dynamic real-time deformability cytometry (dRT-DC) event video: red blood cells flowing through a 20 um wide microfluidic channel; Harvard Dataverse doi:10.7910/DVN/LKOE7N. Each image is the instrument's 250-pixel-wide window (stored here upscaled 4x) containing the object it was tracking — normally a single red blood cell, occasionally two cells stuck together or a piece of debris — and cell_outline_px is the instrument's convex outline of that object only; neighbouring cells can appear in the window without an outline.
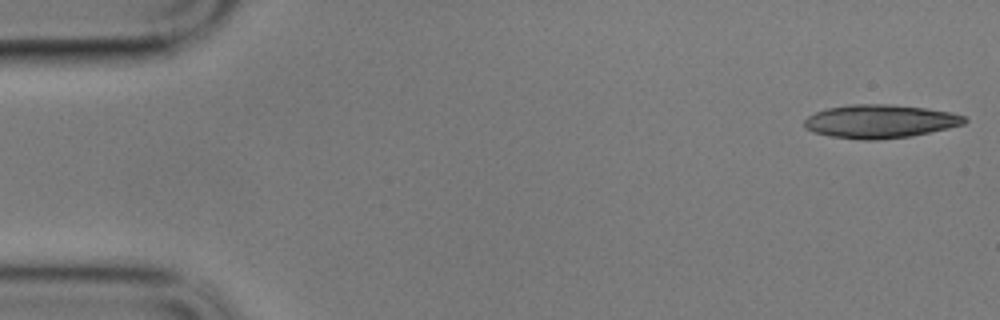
{"species": "common noctule bat (a hibernating species)", "species_latin": "Nyctalus noctula", "temperature_condition": "cold", "stored_images_in_passage": 16, "camera_frame_rate_fps": 3000, "um_per_image_px": 0.085, "animal": {"sex": "male", "body_mass_g": 17.9}, "frame": {"image": 1, "passage_image": 1, "time_ms": 0.0, "image_size_px": [1000, 320], "cell_outline_px": [[968, 120], [964, 124], [948, 128], [912, 136], [880, 140], [860, 140], [832, 136], [812, 132], [804, 128], [804, 120], [808, 116], [816, 112], [828, 108], [848, 104], [892, 104], [928, 108], [952, 112], [964, 116]], "centroid_in_image_um": [74.81, 10.31], "position_along_channel_um": 10.2, "area_um2": 31.5}}
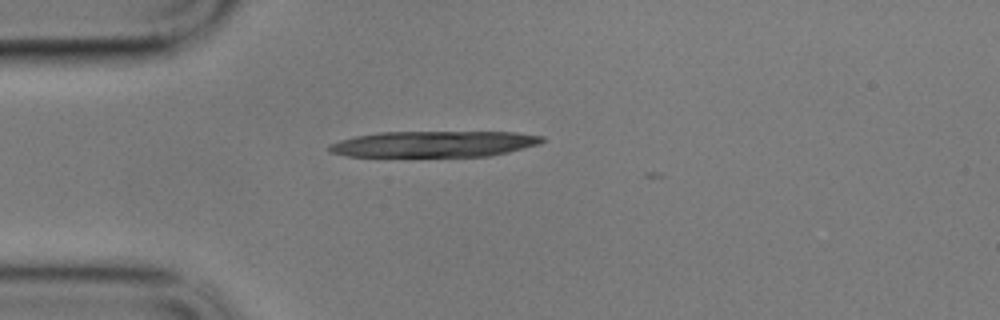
{"frame": {"image": 2, "passage_image": 14, "time_ms": 4.333, "image_size_px": [1000, 320], "cell_outline_px": [[544, 140], [540, 144], [508, 152], [488, 156], [348, 156], [328, 152], [328, 144], [340, 140], [356, 136], [380, 132], [516, 132], [544, 136]], "centroid_in_image_um": [36.89, 12.23], "position_along_channel_um": 48.1, "area_um2": 32.31}}